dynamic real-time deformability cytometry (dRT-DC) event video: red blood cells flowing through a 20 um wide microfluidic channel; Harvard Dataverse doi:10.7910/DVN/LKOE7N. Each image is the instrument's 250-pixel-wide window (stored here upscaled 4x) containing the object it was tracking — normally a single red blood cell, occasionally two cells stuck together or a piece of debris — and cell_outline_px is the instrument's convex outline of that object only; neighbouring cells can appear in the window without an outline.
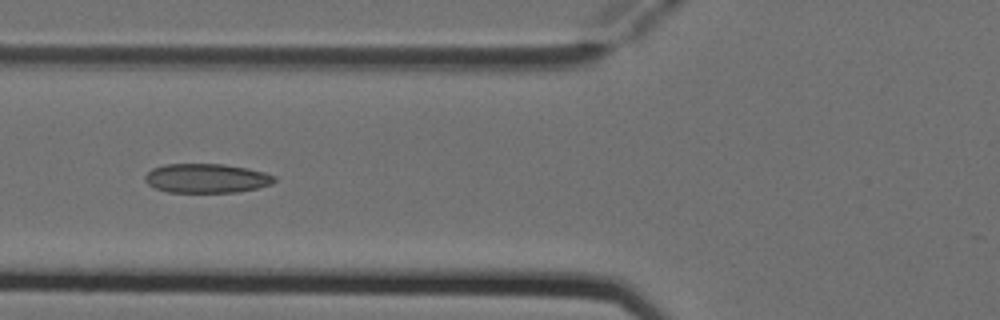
{"species": "Egyptian fruit bat (a non-hibernating species)", "species_latin": "Rousettus aegyptiacus", "temperature_condition": "cold", "stored_images_in_passage": 7, "camera_frame_rate_fps": 3000, "um_per_image_px": 0.085, "animal": {"sex": "female"}, "frame": {"image": 1, "passage_image": 5, "time_ms": 1.333, "image_size_px": [1000, 320], "cell_outline_px": [[276, 180], [272, 184], [256, 188], [236, 192], [168, 192], [156, 188], [148, 184], [144, 180], [144, 176], [152, 168], [164, 164], [224, 164], [248, 168], [264, 172], [276, 176]], "centroid_in_image_um": [17.55, 15.15], "position_along_channel_um": 108.2, "area_um2": 22.08}}
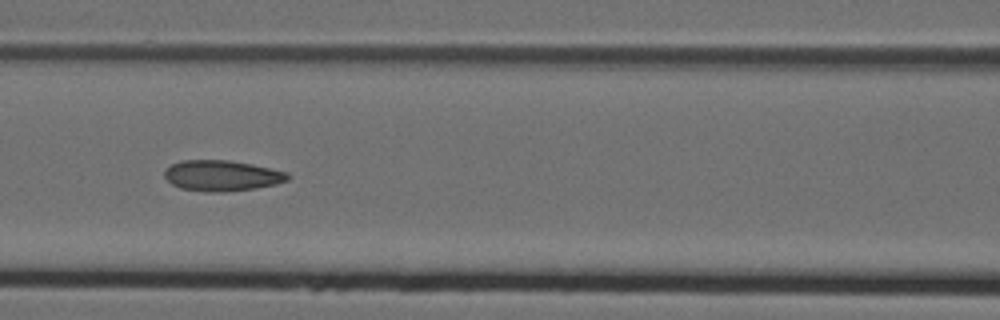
{"frame": {"image": 2, "passage_image": 6, "time_ms": 1.667, "image_size_px": [1000, 320], "cell_outline_px": [[292, 176], [288, 180], [276, 184], [256, 188], [224, 192], [204, 192], [180, 188], [172, 184], [164, 176], [164, 172], [172, 164], [180, 160], [228, 160], [252, 164], [288, 172]], "centroid_in_image_um": [18.88, 14.93], "position_along_channel_um": 147.7, "area_um2": 22.2}}
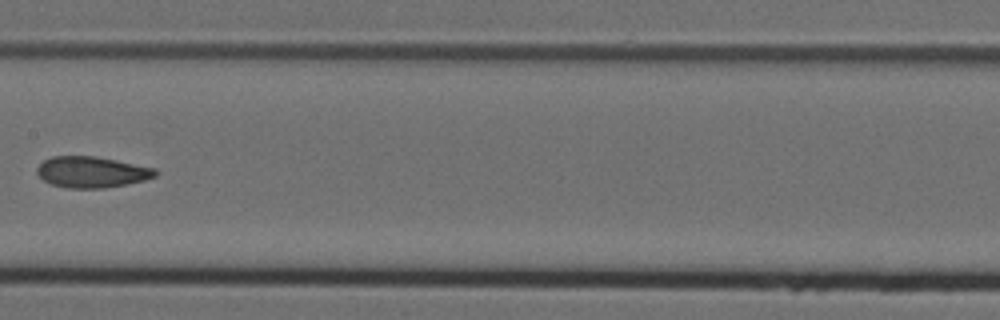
{"frame": {"image": 3, "passage_image": 7, "time_ms": 2.0, "image_size_px": [1000, 320], "cell_outline_px": [[160, 172], [156, 176], [144, 180], [104, 188], [68, 188], [52, 184], [44, 180], [36, 172], [36, 168], [44, 160], [52, 156], [96, 156], [156, 168]], "centroid_in_image_um": [7.81, 14.62], "position_along_channel_um": 199.6, "area_um2": 21.39}}